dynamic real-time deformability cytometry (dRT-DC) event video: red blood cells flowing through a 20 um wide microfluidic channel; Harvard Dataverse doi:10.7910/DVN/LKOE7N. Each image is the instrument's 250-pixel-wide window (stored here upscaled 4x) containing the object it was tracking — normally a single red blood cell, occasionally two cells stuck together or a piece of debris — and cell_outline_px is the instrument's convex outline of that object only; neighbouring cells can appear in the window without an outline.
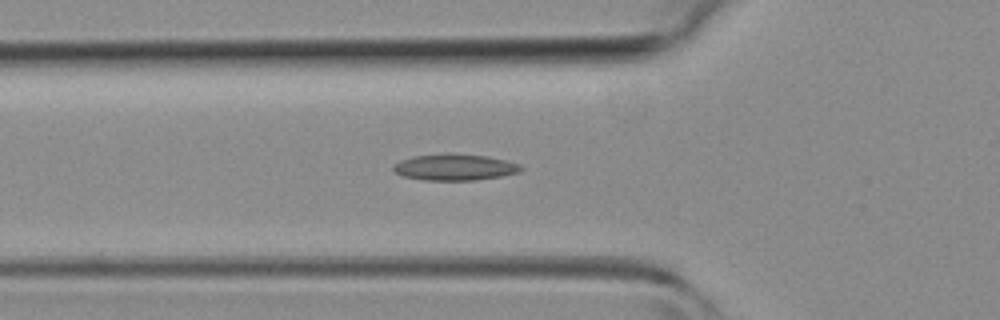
{"species": "common noctule bat (a hibernating species)", "species_latin": "Nyctalus noctula", "temperature_condition": "room temperature", "stored_images_in_passage": 44, "camera_frame_rate_fps": 3000, "um_per_image_px": 0.085, "animal": {"sex": "female", "body_mass_g": 19.3, "forearm_length_mm": 54.1}, "frame": {"image": 1, "passage_image": 15, "time_ms": 4.667, "image_size_px": [1000, 320], "cell_outline_px": [[524, 168], [520, 172], [500, 176], [476, 180], [424, 180], [404, 176], [396, 172], [392, 168], [392, 164], [400, 160], [412, 156], [448, 152], [488, 156], [508, 160], [520, 164]], "centroid_in_image_um": [38.66, 14.19], "position_along_channel_um": 87.1, "area_um2": 19.94}}
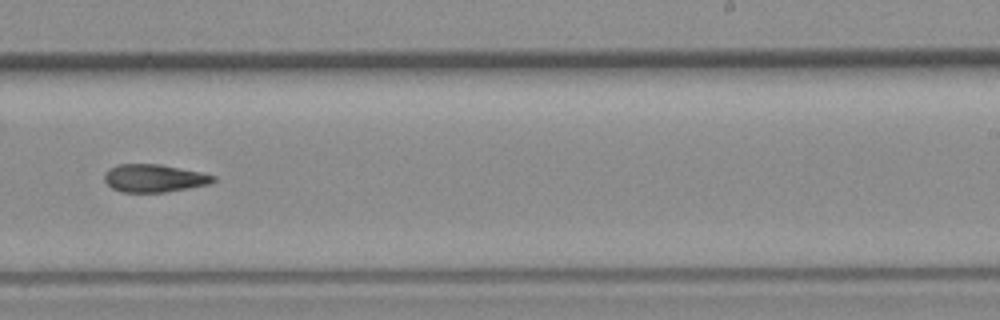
{"frame": {"image": 2, "passage_image": 27, "time_ms": 8.667, "image_size_px": [1000, 320], "cell_outline_px": [[216, 180], [212, 184], [164, 192], [120, 192], [112, 188], [104, 180], [104, 172], [108, 168], [120, 164], [160, 164], [200, 172], [216, 176]], "centroid_in_image_um": [13.1, 15.15], "position_along_channel_um": 275.9, "area_um2": 17.74}}
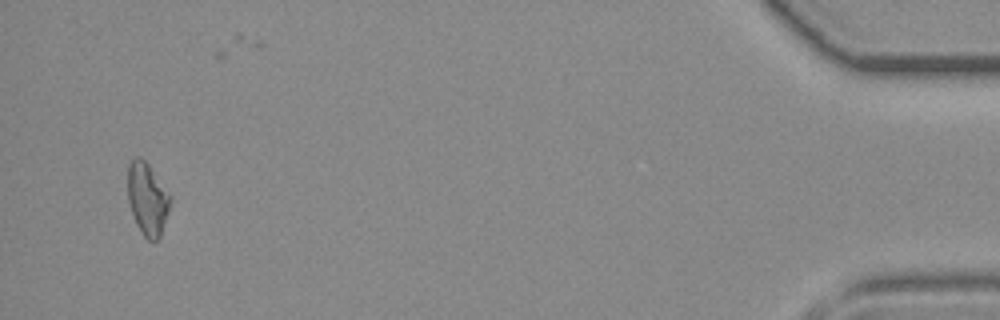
{"frame": {"image": 3, "passage_image": 42, "time_ms": 13.667, "image_size_px": [1000, 320], "cell_outline_px": [[172, 200], [160, 236], [156, 240], [148, 240], [144, 236], [136, 224], [128, 200], [128, 164], [136, 156], [140, 156], [148, 164], [172, 196]], "centroid_in_image_um": [12.54, 16.88], "position_along_channel_um": 422.7, "area_um2": 17.86}}